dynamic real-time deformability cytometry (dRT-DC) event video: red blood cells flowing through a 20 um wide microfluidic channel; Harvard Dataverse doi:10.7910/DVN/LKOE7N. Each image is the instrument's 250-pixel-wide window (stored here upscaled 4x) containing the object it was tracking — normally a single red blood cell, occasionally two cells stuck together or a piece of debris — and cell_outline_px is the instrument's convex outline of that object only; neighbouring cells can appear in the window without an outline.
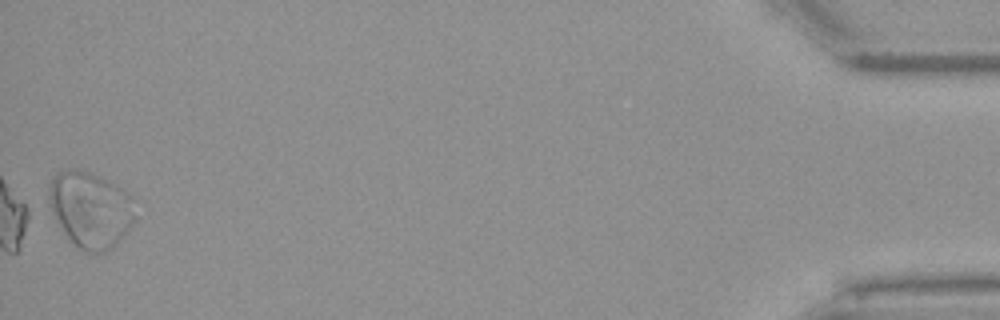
{"species": "Egyptian fruit bat (a non-hibernating species)", "species_latin": "Rousettus aegyptiacus", "temperature_condition": "warm", "stored_images_in_passage": 41, "camera_frame_rate_fps": 3000, "um_per_image_px": 0.085, "animal": {"sex": "female"}, "frame": {"image": 1, "passage_image": 41, "time_ms": 13.333, "image_size_px": [1000, 320], "cell_outline_px": [[136, 220], [120, 240], [112, 248], [104, 252], [88, 252], [72, 244], [56, 220], [52, 212], [48, 200], [48, 188], [52, 176], [56, 172], [68, 168], [72, 168], [92, 172], [116, 184], [128, 196]], "centroid_in_image_um": [7.64, 17.79], "position_along_channel_um": 427.6, "area_um2": 38.15}, "authors_computed_cell_mechanics": {"area_um2": 21.964, "velocity_mm_per_s": 3.9004, "shape_relaxation_time_tau1_ms": 3.8238, "shape_relaxation_time_tau2_ms": null, "deformation_change_tau1": 0.1252, "deformation_change_tau2": null}}